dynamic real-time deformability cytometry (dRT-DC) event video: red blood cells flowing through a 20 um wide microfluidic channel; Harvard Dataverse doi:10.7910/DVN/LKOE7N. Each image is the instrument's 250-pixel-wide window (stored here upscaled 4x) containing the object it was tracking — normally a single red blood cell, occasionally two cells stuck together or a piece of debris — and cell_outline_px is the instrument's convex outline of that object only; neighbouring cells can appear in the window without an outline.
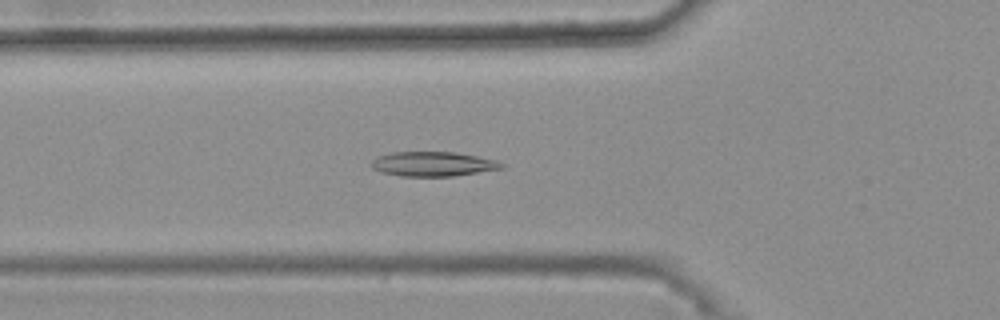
{"species": "common noctule bat (a hibernating species)", "species_latin": "Nyctalus noctula", "temperature_condition": "warm", "stored_images_in_passage": 41, "camera_frame_rate_fps": 3000, "um_per_image_px": 0.085, "animal": {"sex": "female", "body_mass_g": 25.1}, "frame": {"image": 1, "passage_image": 18, "time_ms": 5.667, "image_size_px": [1000, 320], "cell_outline_px": [[504, 168], [452, 176], [400, 176], [380, 172], [372, 168], [372, 160], [380, 156], [392, 152], [452, 152], [476, 156], [496, 160], [504, 164]], "centroid_in_image_um": [36.79, 13.94], "position_along_channel_um": 89.0, "area_um2": 18.44}}
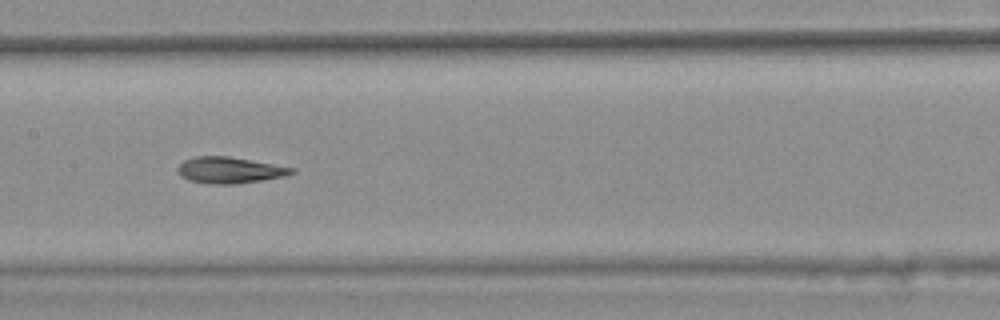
{"frame": {"image": 2, "passage_image": 26, "time_ms": 8.333, "image_size_px": [1000, 320], "cell_outline_px": [[296, 172], [284, 176], [264, 180], [236, 184], [208, 184], [188, 180], [180, 176], [176, 172], [176, 168], [184, 160], [196, 156], [228, 156], [296, 168]], "centroid_in_image_um": [19.49, 14.47], "position_along_channel_um": 187.9, "area_um2": 17.63}}
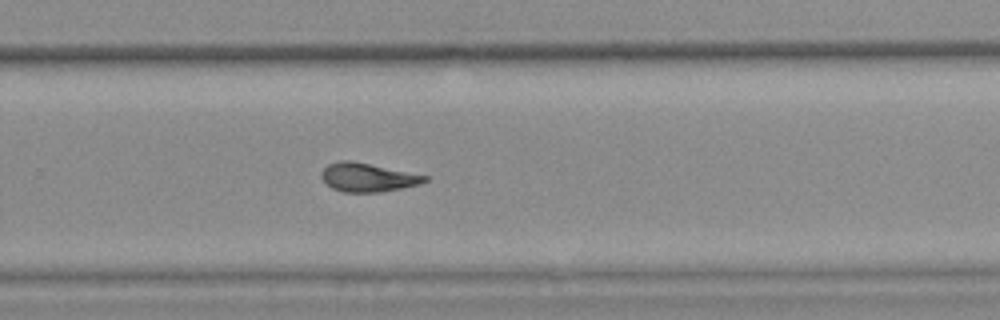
{"frame": {"image": 3, "passage_image": 35, "time_ms": 11.333, "image_size_px": [1000, 320], "cell_outline_px": [[428, 180], [420, 184], [380, 192], [344, 192], [332, 188], [320, 176], [320, 172], [328, 164], [340, 160], [352, 160], [428, 176]], "centroid_in_image_um": [31.23, 15.07], "position_along_channel_um": 298.6, "area_um2": 17.17}, "authors_computed_cell_mechanics": {"area_um2": 17.7446, "velocity_mm_per_s": 3.698, "shape_relaxation_time_tau1_ms": null, "shape_relaxation_time_tau2_ms": 3.3854, "deformation_change_tau1": null, "deformation_change_tau2": 0.1079}}